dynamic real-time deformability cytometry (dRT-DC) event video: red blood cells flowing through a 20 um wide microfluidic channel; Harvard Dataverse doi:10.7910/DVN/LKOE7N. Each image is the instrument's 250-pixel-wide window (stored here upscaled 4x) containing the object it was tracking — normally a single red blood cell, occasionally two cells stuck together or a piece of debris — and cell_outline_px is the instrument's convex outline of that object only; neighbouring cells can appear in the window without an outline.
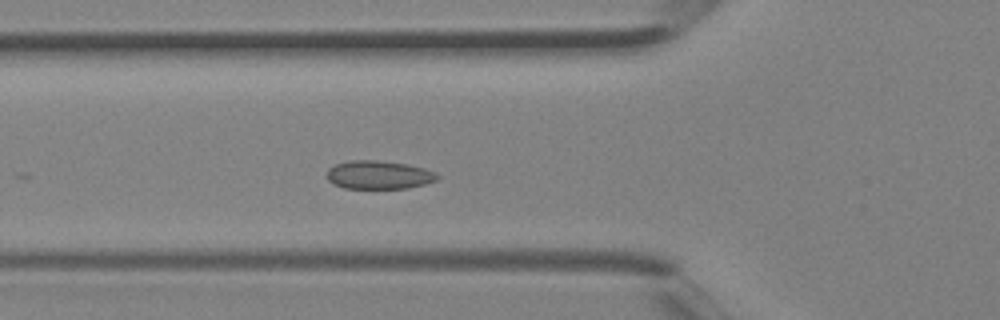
{"species": "Egyptian fruit bat (a non-hibernating species)", "species_latin": "Rousettus aegyptiacus", "temperature_condition": "room temperature", "stored_images_in_passage": 18, "camera_frame_rate_fps": 3000, "um_per_image_px": 0.085, "animal": {"sex": "female"}, "frame": {"image": 1, "passage_image": 12, "time_ms": 3.667, "image_size_px": [1000, 320], "cell_outline_px": [[440, 176], [436, 180], [424, 184], [408, 188], [344, 188], [332, 184], [328, 180], [328, 168], [336, 164], [348, 160], [376, 160], [408, 164], [424, 168], [436, 172]], "centroid_in_image_um": [32.2, 14.86], "position_along_channel_um": 93.6, "area_um2": 18.32}}